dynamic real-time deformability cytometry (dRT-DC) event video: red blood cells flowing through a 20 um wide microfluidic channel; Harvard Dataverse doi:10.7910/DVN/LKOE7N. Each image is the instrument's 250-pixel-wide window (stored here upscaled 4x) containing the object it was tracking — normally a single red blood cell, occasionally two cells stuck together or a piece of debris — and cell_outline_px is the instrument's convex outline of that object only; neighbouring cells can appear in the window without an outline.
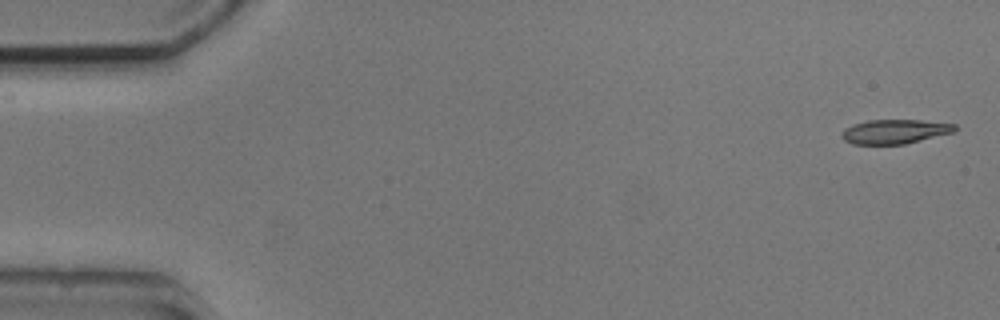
{"species": "common noctule bat (a hibernating species)", "species_latin": "Nyctalus noctula", "temperature_condition": "cold", "stored_images_in_passage": 2, "camera_frame_rate_fps": 3000, "um_per_image_px": 0.085, "animal": {"sex": "male", "body_mass_g": 20.5, "forearm_length_mm": 52.5}, "frame": {"image": 1, "passage_image": 2, "time_ms": 1.333, "image_size_px": [1000, 320], "cell_outline_px": [[956, 132], [904, 144], [852, 144], [844, 140], [840, 136], [844, 128], [852, 124], [868, 120], [920, 120], [956, 124]], "centroid_in_image_um": [76.05, 11.18], "position_along_channel_um": 9.0, "area_um2": 16.13}}